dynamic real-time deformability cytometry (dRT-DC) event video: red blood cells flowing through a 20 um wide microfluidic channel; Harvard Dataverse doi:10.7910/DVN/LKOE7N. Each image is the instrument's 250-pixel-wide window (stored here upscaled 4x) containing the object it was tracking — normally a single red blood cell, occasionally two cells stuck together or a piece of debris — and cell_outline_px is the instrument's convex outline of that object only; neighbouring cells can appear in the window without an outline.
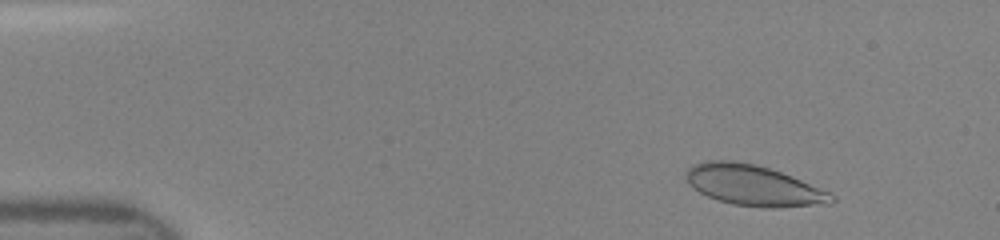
{"species": "human", "species_latin": "Homo sapiens", "temperature_condition": "room temperature", "stored_images_in_passage": 39, "camera_frame_rate_fps": 3000, "um_per_image_px": 0.085, "donor": {"sex": "female"}, "frame": {"image": 1, "passage_image": 5, "time_ms": 1.333, "image_size_px": [1000, 240], "cell_outline_px": [[836, 200], [832, 204], [776, 208], [764, 208], [732, 204], [708, 196], [700, 192], [688, 184], [684, 176], [684, 172], [692, 164], [708, 160], [732, 160], [756, 164], [792, 176], [828, 192], [836, 196]], "centroid_in_image_um": [64.04, 15.76], "position_along_channel_um": 21.0, "area_um2": 34.68}}
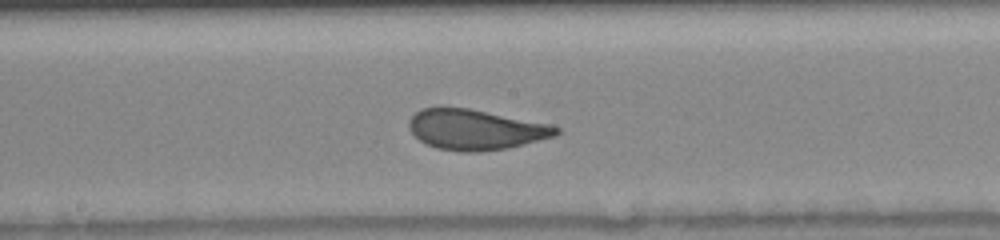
{"frame": {"image": 2, "passage_image": 25, "time_ms": 8.0, "image_size_px": [1000, 240], "cell_outline_px": [[560, 132], [552, 136], [504, 148], [476, 152], [460, 152], [436, 148], [424, 144], [408, 128], [408, 120], [416, 112], [424, 108], [468, 108], [552, 124], [560, 128]], "centroid_in_image_um": [40.38, 11.01], "position_along_channel_um": 207.8, "area_um2": 34.22}}
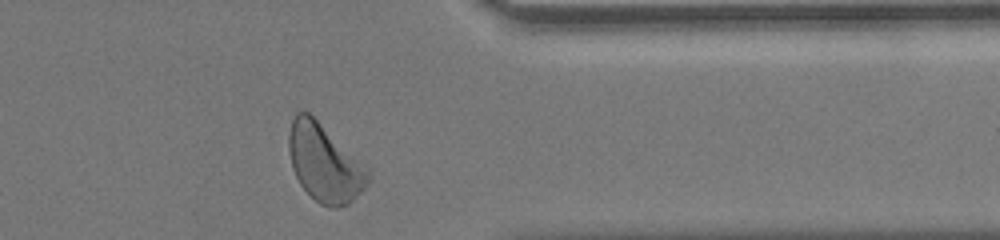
{"frame": {"image": 3, "passage_image": 38, "time_ms": 12.333, "image_size_px": [1000, 240], "cell_outline_px": [[372, 172], [368, 184], [348, 204], [336, 208], [332, 208], [320, 204], [300, 184], [292, 168], [288, 152], [288, 132], [292, 120], [296, 112], [308, 112], [364, 164]], "centroid_in_image_um": [27.58, 13.87], "position_along_channel_um": 383.8, "area_um2": 35.49}}